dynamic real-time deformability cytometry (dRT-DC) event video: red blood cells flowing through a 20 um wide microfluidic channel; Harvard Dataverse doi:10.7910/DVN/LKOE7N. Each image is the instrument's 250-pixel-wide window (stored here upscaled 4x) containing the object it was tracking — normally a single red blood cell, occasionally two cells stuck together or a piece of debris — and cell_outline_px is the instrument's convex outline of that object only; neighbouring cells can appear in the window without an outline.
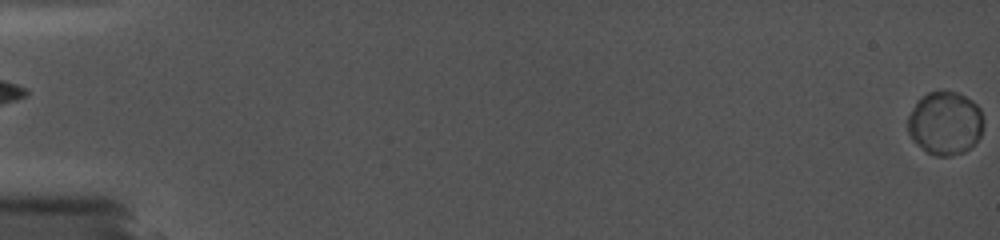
{"species": "common noctule bat (a hibernating species)", "species_latin": "Nyctalus noctula", "temperature_condition": "cold", "stored_images_in_passage": 34, "camera_frame_rate_fps": 5000, "um_per_image_px": 0.085, "animal": {"sex": "female", "body_mass_g": 19.0, "forearm_length_mm": 56.7}, "frame": {"image": 1, "passage_image": 1, "time_ms": 0.0, "image_size_px": [1000, 240], "cell_outline_px": [[984, 124], [980, 136], [964, 152], [948, 156], [936, 156], [928, 152], [912, 140], [908, 132], [908, 116], [916, 100], [928, 92], [956, 92], [972, 100], [980, 108], [984, 120]], "centroid_in_image_um": [80.33, 10.46], "position_along_channel_um": 4.7, "area_um2": 27.86}}
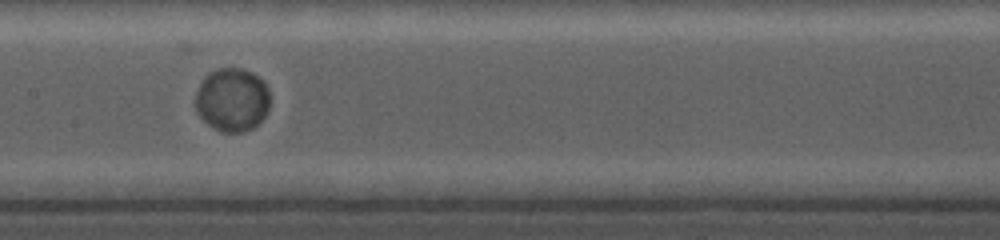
{"frame": {"image": 2, "passage_image": 16, "time_ms": 10.0, "image_size_px": [1000, 240], "cell_outline_px": [[268, 112], [252, 128], [244, 132], [220, 132], [208, 124], [196, 112], [192, 104], [196, 92], [204, 76], [208, 72], [220, 68], [244, 68], [252, 72], [268, 88]], "centroid_in_image_um": [19.67, 8.48], "position_along_channel_um": 187.7, "area_um2": 27.74}}
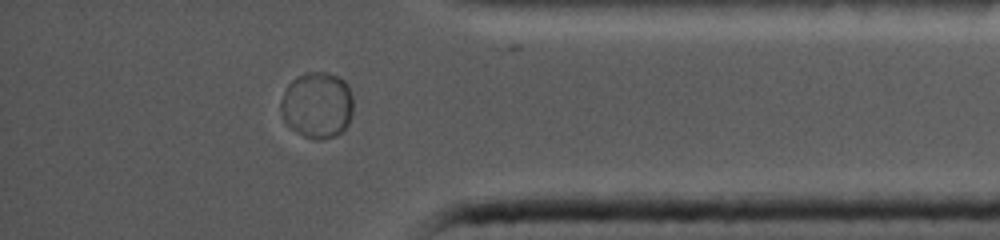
{"frame": {"image": 3, "passage_image": 30, "time_ms": 16.0, "image_size_px": [1000, 240], "cell_outline_px": [[352, 112], [348, 124], [336, 136], [324, 140], [312, 140], [304, 136], [292, 128], [280, 116], [280, 100], [288, 84], [296, 76], [304, 72], [328, 72], [344, 80], [348, 84], [352, 96]], "centroid_in_image_um": [26.94, 8.93], "position_along_channel_um": 408.3, "area_um2": 28.32}, "authors_computed_cell_mechanics": {"area_um2": 27.6862, "velocity_mm_per_s": 3.713, "shape_relaxation_time_tau1_ms": 8.6264, "shape_relaxation_time_tau2_ms": null, "deformation_change_tau1": 0.0101, "deformation_change_tau2": null}}